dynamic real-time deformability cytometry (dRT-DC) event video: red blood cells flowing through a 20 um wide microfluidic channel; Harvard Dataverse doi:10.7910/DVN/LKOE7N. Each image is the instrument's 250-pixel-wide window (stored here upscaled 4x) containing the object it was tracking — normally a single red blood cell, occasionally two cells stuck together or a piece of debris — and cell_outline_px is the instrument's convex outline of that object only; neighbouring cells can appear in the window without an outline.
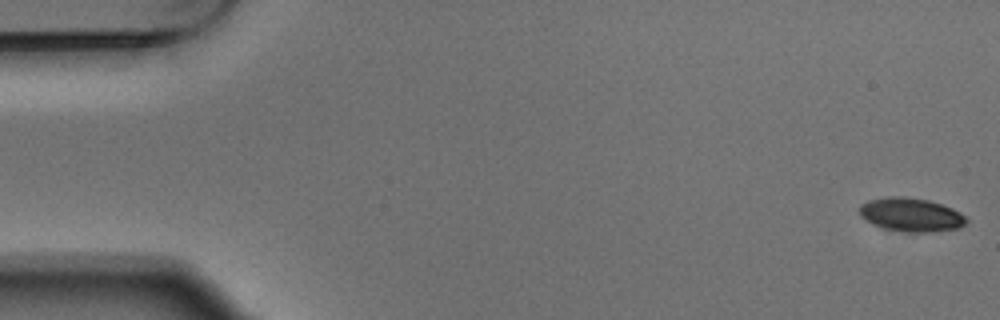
{"species": "Egyptian fruit bat (a non-hibernating species)", "species_latin": "Rousettus aegyptiacus", "temperature_condition": "warm", "stored_images_in_passage": 4, "camera_frame_rate_fps": 3000, "um_per_image_px": 0.085, "animal": {"sex": "male"}, "frame": {"image": 1, "passage_image": 1, "time_ms": 0.0, "image_size_px": [1000, 320], "cell_outline_px": [[968, 220], [960, 228], [932, 232], [900, 232], [884, 228], [872, 224], [860, 216], [860, 204], [868, 200], [888, 196], [904, 196], [928, 200], [952, 208], [960, 212]], "centroid_in_image_um": [77.42, 18.25], "position_along_channel_um": 7.6, "area_um2": 21.1}}
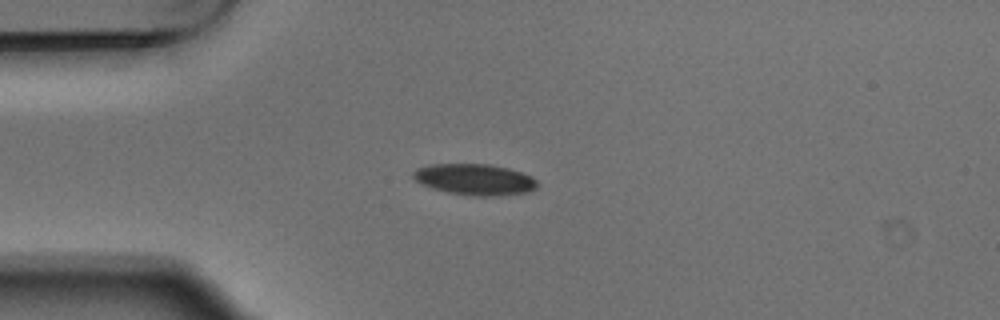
{"frame": {"image": 2, "passage_image": 4, "time_ms": 1.0, "image_size_px": [1000, 320], "cell_outline_px": [[536, 188], [528, 192], [500, 196], [476, 196], [448, 192], [432, 188], [416, 180], [412, 176], [412, 172], [416, 168], [428, 164], [492, 164], [508, 168], [532, 176], [536, 180]], "centroid_in_image_um": [40.35, 15.25], "position_along_channel_um": 44.6, "area_um2": 22.54}}